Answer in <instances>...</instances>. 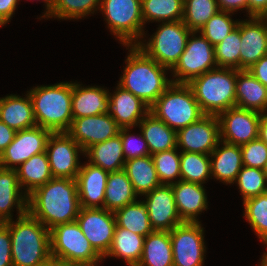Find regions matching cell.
I'll list each match as a JSON object with an SVG mask.
<instances>
[{"label": "cell", "mask_w": 267, "mask_h": 266, "mask_svg": "<svg viewBox=\"0 0 267 266\" xmlns=\"http://www.w3.org/2000/svg\"><path fill=\"white\" fill-rule=\"evenodd\" d=\"M36 124L52 133L67 132L72 117V81L31 87Z\"/></svg>", "instance_id": "cell-4"}, {"label": "cell", "mask_w": 267, "mask_h": 266, "mask_svg": "<svg viewBox=\"0 0 267 266\" xmlns=\"http://www.w3.org/2000/svg\"><path fill=\"white\" fill-rule=\"evenodd\" d=\"M237 69L216 67L193 78L188 85L202 112L218 116L236 106Z\"/></svg>", "instance_id": "cell-5"}, {"label": "cell", "mask_w": 267, "mask_h": 266, "mask_svg": "<svg viewBox=\"0 0 267 266\" xmlns=\"http://www.w3.org/2000/svg\"><path fill=\"white\" fill-rule=\"evenodd\" d=\"M267 54V17L241 20L239 70H248Z\"/></svg>", "instance_id": "cell-19"}, {"label": "cell", "mask_w": 267, "mask_h": 266, "mask_svg": "<svg viewBox=\"0 0 267 266\" xmlns=\"http://www.w3.org/2000/svg\"><path fill=\"white\" fill-rule=\"evenodd\" d=\"M211 179L231 186L243 167L241 147L222 140L210 153Z\"/></svg>", "instance_id": "cell-24"}, {"label": "cell", "mask_w": 267, "mask_h": 266, "mask_svg": "<svg viewBox=\"0 0 267 266\" xmlns=\"http://www.w3.org/2000/svg\"><path fill=\"white\" fill-rule=\"evenodd\" d=\"M267 17V0H248V17Z\"/></svg>", "instance_id": "cell-52"}, {"label": "cell", "mask_w": 267, "mask_h": 266, "mask_svg": "<svg viewBox=\"0 0 267 266\" xmlns=\"http://www.w3.org/2000/svg\"><path fill=\"white\" fill-rule=\"evenodd\" d=\"M16 171L19 184L27 196L53 178L46 151L30 157Z\"/></svg>", "instance_id": "cell-32"}, {"label": "cell", "mask_w": 267, "mask_h": 266, "mask_svg": "<svg viewBox=\"0 0 267 266\" xmlns=\"http://www.w3.org/2000/svg\"><path fill=\"white\" fill-rule=\"evenodd\" d=\"M101 0H54L49 13L43 18L78 20L98 13Z\"/></svg>", "instance_id": "cell-37"}, {"label": "cell", "mask_w": 267, "mask_h": 266, "mask_svg": "<svg viewBox=\"0 0 267 266\" xmlns=\"http://www.w3.org/2000/svg\"><path fill=\"white\" fill-rule=\"evenodd\" d=\"M20 0H0V24L2 26L11 22Z\"/></svg>", "instance_id": "cell-48"}, {"label": "cell", "mask_w": 267, "mask_h": 266, "mask_svg": "<svg viewBox=\"0 0 267 266\" xmlns=\"http://www.w3.org/2000/svg\"><path fill=\"white\" fill-rule=\"evenodd\" d=\"M99 12L104 15L111 35H115V39L123 46L136 45L148 35L143 22L141 0H101Z\"/></svg>", "instance_id": "cell-7"}, {"label": "cell", "mask_w": 267, "mask_h": 266, "mask_svg": "<svg viewBox=\"0 0 267 266\" xmlns=\"http://www.w3.org/2000/svg\"><path fill=\"white\" fill-rule=\"evenodd\" d=\"M204 186L183 180L172 184L177 212L183 222H200L199 215L209 209Z\"/></svg>", "instance_id": "cell-22"}, {"label": "cell", "mask_w": 267, "mask_h": 266, "mask_svg": "<svg viewBox=\"0 0 267 266\" xmlns=\"http://www.w3.org/2000/svg\"><path fill=\"white\" fill-rule=\"evenodd\" d=\"M179 151L210 155L220 141V122L216 115H204L176 132Z\"/></svg>", "instance_id": "cell-15"}, {"label": "cell", "mask_w": 267, "mask_h": 266, "mask_svg": "<svg viewBox=\"0 0 267 266\" xmlns=\"http://www.w3.org/2000/svg\"><path fill=\"white\" fill-rule=\"evenodd\" d=\"M143 197L154 230L171 231L183 223L177 212L172 185L161 184Z\"/></svg>", "instance_id": "cell-18"}, {"label": "cell", "mask_w": 267, "mask_h": 266, "mask_svg": "<svg viewBox=\"0 0 267 266\" xmlns=\"http://www.w3.org/2000/svg\"><path fill=\"white\" fill-rule=\"evenodd\" d=\"M85 157L89 163L108 172L124 169L126 160L120 135L92 145L84 152Z\"/></svg>", "instance_id": "cell-28"}, {"label": "cell", "mask_w": 267, "mask_h": 266, "mask_svg": "<svg viewBox=\"0 0 267 266\" xmlns=\"http://www.w3.org/2000/svg\"><path fill=\"white\" fill-rule=\"evenodd\" d=\"M258 266H267V251L261 256L260 264H258Z\"/></svg>", "instance_id": "cell-56"}, {"label": "cell", "mask_w": 267, "mask_h": 266, "mask_svg": "<svg viewBox=\"0 0 267 266\" xmlns=\"http://www.w3.org/2000/svg\"><path fill=\"white\" fill-rule=\"evenodd\" d=\"M84 236L103 257L109 250L116 226L113 211L81 207L76 219Z\"/></svg>", "instance_id": "cell-16"}, {"label": "cell", "mask_w": 267, "mask_h": 266, "mask_svg": "<svg viewBox=\"0 0 267 266\" xmlns=\"http://www.w3.org/2000/svg\"><path fill=\"white\" fill-rule=\"evenodd\" d=\"M16 131L0 121V155L5 151L8 145L13 141Z\"/></svg>", "instance_id": "cell-51"}, {"label": "cell", "mask_w": 267, "mask_h": 266, "mask_svg": "<svg viewBox=\"0 0 267 266\" xmlns=\"http://www.w3.org/2000/svg\"><path fill=\"white\" fill-rule=\"evenodd\" d=\"M120 126L107 112L72 120L67 133L85 152L96 143L104 142L119 134Z\"/></svg>", "instance_id": "cell-17"}, {"label": "cell", "mask_w": 267, "mask_h": 266, "mask_svg": "<svg viewBox=\"0 0 267 266\" xmlns=\"http://www.w3.org/2000/svg\"><path fill=\"white\" fill-rule=\"evenodd\" d=\"M141 130L150 155L177 147L176 131L148 113L137 126Z\"/></svg>", "instance_id": "cell-30"}, {"label": "cell", "mask_w": 267, "mask_h": 266, "mask_svg": "<svg viewBox=\"0 0 267 266\" xmlns=\"http://www.w3.org/2000/svg\"><path fill=\"white\" fill-rule=\"evenodd\" d=\"M139 197L129 180L124 169L109 172L105 188L104 208L115 211L129 203L136 201Z\"/></svg>", "instance_id": "cell-34"}, {"label": "cell", "mask_w": 267, "mask_h": 266, "mask_svg": "<svg viewBox=\"0 0 267 266\" xmlns=\"http://www.w3.org/2000/svg\"><path fill=\"white\" fill-rule=\"evenodd\" d=\"M258 138L267 145V113L261 114Z\"/></svg>", "instance_id": "cell-53"}, {"label": "cell", "mask_w": 267, "mask_h": 266, "mask_svg": "<svg viewBox=\"0 0 267 266\" xmlns=\"http://www.w3.org/2000/svg\"><path fill=\"white\" fill-rule=\"evenodd\" d=\"M124 170L139 199L161 185L152 160V155L138 157L125 162Z\"/></svg>", "instance_id": "cell-33"}, {"label": "cell", "mask_w": 267, "mask_h": 266, "mask_svg": "<svg viewBox=\"0 0 267 266\" xmlns=\"http://www.w3.org/2000/svg\"><path fill=\"white\" fill-rule=\"evenodd\" d=\"M156 32L149 38L144 37L136 44L147 56L161 66L169 69L176 65L186 48L191 30L182 20L175 22H160Z\"/></svg>", "instance_id": "cell-9"}, {"label": "cell", "mask_w": 267, "mask_h": 266, "mask_svg": "<svg viewBox=\"0 0 267 266\" xmlns=\"http://www.w3.org/2000/svg\"><path fill=\"white\" fill-rule=\"evenodd\" d=\"M150 113L176 132L205 115L185 83H172L150 107Z\"/></svg>", "instance_id": "cell-6"}, {"label": "cell", "mask_w": 267, "mask_h": 266, "mask_svg": "<svg viewBox=\"0 0 267 266\" xmlns=\"http://www.w3.org/2000/svg\"><path fill=\"white\" fill-rule=\"evenodd\" d=\"M181 180L204 185L211 178L210 156L180 151Z\"/></svg>", "instance_id": "cell-38"}, {"label": "cell", "mask_w": 267, "mask_h": 266, "mask_svg": "<svg viewBox=\"0 0 267 266\" xmlns=\"http://www.w3.org/2000/svg\"><path fill=\"white\" fill-rule=\"evenodd\" d=\"M236 106L267 113V88L249 70L237 69Z\"/></svg>", "instance_id": "cell-27"}, {"label": "cell", "mask_w": 267, "mask_h": 266, "mask_svg": "<svg viewBox=\"0 0 267 266\" xmlns=\"http://www.w3.org/2000/svg\"><path fill=\"white\" fill-rule=\"evenodd\" d=\"M24 96L7 94L0 97V121L16 132L37 125L31 97L28 92Z\"/></svg>", "instance_id": "cell-26"}, {"label": "cell", "mask_w": 267, "mask_h": 266, "mask_svg": "<svg viewBox=\"0 0 267 266\" xmlns=\"http://www.w3.org/2000/svg\"><path fill=\"white\" fill-rule=\"evenodd\" d=\"M250 73L267 88V54L249 69Z\"/></svg>", "instance_id": "cell-50"}, {"label": "cell", "mask_w": 267, "mask_h": 266, "mask_svg": "<svg viewBox=\"0 0 267 266\" xmlns=\"http://www.w3.org/2000/svg\"><path fill=\"white\" fill-rule=\"evenodd\" d=\"M28 196L22 190L16 169L0 167V223L13 220V209L17 218L27 212Z\"/></svg>", "instance_id": "cell-23"}, {"label": "cell", "mask_w": 267, "mask_h": 266, "mask_svg": "<svg viewBox=\"0 0 267 266\" xmlns=\"http://www.w3.org/2000/svg\"><path fill=\"white\" fill-rule=\"evenodd\" d=\"M219 11L217 0H184L182 21L191 31H199Z\"/></svg>", "instance_id": "cell-40"}, {"label": "cell", "mask_w": 267, "mask_h": 266, "mask_svg": "<svg viewBox=\"0 0 267 266\" xmlns=\"http://www.w3.org/2000/svg\"><path fill=\"white\" fill-rule=\"evenodd\" d=\"M109 89L72 81V117L96 116L107 112Z\"/></svg>", "instance_id": "cell-25"}, {"label": "cell", "mask_w": 267, "mask_h": 266, "mask_svg": "<svg viewBox=\"0 0 267 266\" xmlns=\"http://www.w3.org/2000/svg\"><path fill=\"white\" fill-rule=\"evenodd\" d=\"M49 266H86V265L77 264V263L62 262V261H58L55 259H51L49 261Z\"/></svg>", "instance_id": "cell-54"}, {"label": "cell", "mask_w": 267, "mask_h": 266, "mask_svg": "<svg viewBox=\"0 0 267 266\" xmlns=\"http://www.w3.org/2000/svg\"><path fill=\"white\" fill-rule=\"evenodd\" d=\"M51 133L38 125L17 131L13 141L0 155V167L16 169L30 157L45 152Z\"/></svg>", "instance_id": "cell-14"}, {"label": "cell", "mask_w": 267, "mask_h": 266, "mask_svg": "<svg viewBox=\"0 0 267 266\" xmlns=\"http://www.w3.org/2000/svg\"><path fill=\"white\" fill-rule=\"evenodd\" d=\"M46 153L53 177L76 179L84 151L67 132L51 133Z\"/></svg>", "instance_id": "cell-12"}, {"label": "cell", "mask_w": 267, "mask_h": 266, "mask_svg": "<svg viewBox=\"0 0 267 266\" xmlns=\"http://www.w3.org/2000/svg\"><path fill=\"white\" fill-rule=\"evenodd\" d=\"M241 147L243 166L263 170L267 162V145L259 138Z\"/></svg>", "instance_id": "cell-46"}, {"label": "cell", "mask_w": 267, "mask_h": 266, "mask_svg": "<svg viewBox=\"0 0 267 266\" xmlns=\"http://www.w3.org/2000/svg\"><path fill=\"white\" fill-rule=\"evenodd\" d=\"M260 112L231 107L218 115L220 140L242 146L258 138Z\"/></svg>", "instance_id": "cell-13"}, {"label": "cell", "mask_w": 267, "mask_h": 266, "mask_svg": "<svg viewBox=\"0 0 267 266\" xmlns=\"http://www.w3.org/2000/svg\"><path fill=\"white\" fill-rule=\"evenodd\" d=\"M179 149L158 152L152 155V160L161 184L172 185L181 180Z\"/></svg>", "instance_id": "cell-42"}, {"label": "cell", "mask_w": 267, "mask_h": 266, "mask_svg": "<svg viewBox=\"0 0 267 266\" xmlns=\"http://www.w3.org/2000/svg\"><path fill=\"white\" fill-rule=\"evenodd\" d=\"M0 266H13L11 235L5 223H0Z\"/></svg>", "instance_id": "cell-47"}, {"label": "cell", "mask_w": 267, "mask_h": 266, "mask_svg": "<svg viewBox=\"0 0 267 266\" xmlns=\"http://www.w3.org/2000/svg\"><path fill=\"white\" fill-rule=\"evenodd\" d=\"M214 46L199 32L192 31L186 48L170 70L172 83L188 84L193 78L216 68Z\"/></svg>", "instance_id": "cell-10"}, {"label": "cell", "mask_w": 267, "mask_h": 266, "mask_svg": "<svg viewBox=\"0 0 267 266\" xmlns=\"http://www.w3.org/2000/svg\"><path fill=\"white\" fill-rule=\"evenodd\" d=\"M11 235L13 266H44L52 259L50 230L28 211L4 222Z\"/></svg>", "instance_id": "cell-3"}, {"label": "cell", "mask_w": 267, "mask_h": 266, "mask_svg": "<svg viewBox=\"0 0 267 266\" xmlns=\"http://www.w3.org/2000/svg\"><path fill=\"white\" fill-rule=\"evenodd\" d=\"M200 222H183L170 231L173 266H204L207 247Z\"/></svg>", "instance_id": "cell-11"}, {"label": "cell", "mask_w": 267, "mask_h": 266, "mask_svg": "<svg viewBox=\"0 0 267 266\" xmlns=\"http://www.w3.org/2000/svg\"><path fill=\"white\" fill-rule=\"evenodd\" d=\"M132 129L133 127H122L119 131L126 161L150 155L147 142L141 130L139 132L140 134L136 135L131 133Z\"/></svg>", "instance_id": "cell-45"}, {"label": "cell", "mask_w": 267, "mask_h": 266, "mask_svg": "<svg viewBox=\"0 0 267 266\" xmlns=\"http://www.w3.org/2000/svg\"><path fill=\"white\" fill-rule=\"evenodd\" d=\"M80 208L76 179L53 177L28 195L27 211L49 230L76 221Z\"/></svg>", "instance_id": "cell-1"}, {"label": "cell", "mask_w": 267, "mask_h": 266, "mask_svg": "<svg viewBox=\"0 0 267 266\" xmlns=\"http://www.w3.org/2000/svg\"><path fill=\"white\" fill-rule=\"evenodd\" d=\"M242 204L246 222L263 245L267 246V193L246 199Z\"/></svg>", "instance_id": "cell-39"}, {"label": "cell", "mask_w": 267, "mask_h": 266, "mask_svg": "<svg viewBox=\"0 0 267 266\" xmlns=\"http://www.w3.org/2000/svg\"><path fill=\"white\" fill-rule=\"evenodd\" d=\"M144 236L130 230L115 226L114 236L108 252L103 256L123 259L128 266H137L143 251Z\"/></svg>", "instance_id": "cell-29"}, {"label": "cell", "mask_w": 267, "mask_h": 266, "mask_svg": "<svg viewBox=\"0 0 267 266\" xmlns=\"http://www.w3.org/2000/svg\"><path fill=\"white\" fill-rule=\"evenodd\" d=\"M242 197L246 199L267 193V177L264 170L243 166L234 182Z\"/></svg>", "instance_id": "cell-43"}, {"label": "cell", "mask_w": 267, "mask_h": 266, "mask_svg": "<svg viewBox=\"0 0 267 266\" xmlns=\"http://www.w3.org/2000/svg\"><path fill=\"white\" fill-rule=\"evenodd\" d=\"M127 53L118 85L141 99L149 107L172 84L168 68L147 56L136 45H125Z\"/></svg>", "instance_id": "cell-2"}, {"label": "cell", "mask_w": 267, "mask_h": 266, "mask_svg": "<svg viewBox=\"0 0 267 266\" xmlns=\"http://www.w3.org/2000/svg\"><path fill=\"white\" fill-rule=\"evenodd\" d=\"M52 259L86 266H99L103 257L84 236L77 221L50 229Z\"/></svg>", "instance_id": "cell-8"}, {"label": "cell", "mask_w": 267, "mask_h": 266, "mask_svg": "<svg viewBox=\"0 0 267 266\" xmlns=\"http://www.w3.org/2000/svg\"><path fill=\"white\" fill-rule=\"evenodd\" d=\"M137 266H173L170 231L154 230L145 237Z\"/></svg>", "instance_id": "cell-31"}, {"label": "cell", "mask_w": 267, "mask_h": 266, "mask_svg": "<svg viewBox=\"0 0 267 266\" xmlns=\"http://www.w3.org/2000/svg\"><path fill=\"white\" fill-rule=\"evenodd\" d=\"M41 1L44 2V5H45V10H44V12H42L43 13L42 16H40V18L43 19L49 13V11L51 10V8L53 6V3H54V0H41Z\"/></svg>", "instance_id": "cell-55"}, {"label": "cell", "mask_w": 267, "mask_h": 266, "mask_svg": "<svg viewBox=\"0 0 267 266\" xmlns=\"http://www.w3.org/2000/svg\"><path fill=\"white\" fill-rule=\"evenodd\" d=\"M116 226L146 237L154 231L151 226L147 205L143 200H136L114 211Z\"/></svg>", "instance_id": "cell-35"}, {"label": "cell", "mask_w": 267, "mask_h": 266, "mask_svg": "<svg viewBox=\"0 0 267 266\" xmlns=\"http://www.w3.org/2000/svg\"><path fill=\"white\" fill-rule=\"evenodd\" d=\"M263 170H264V173L266 174V177H267V162H266L265 168Z\"/></svg>", "instance_id": "cell-57"}, {"label": "cell", "mask_w": 267, "mask_h": 266, "mask_svg": "<svg viewBox=\"0 0 267 266\" xmlns=\"http://www.w3.org/2000/svg\"><path fill=\"white\" fill-rule=\"evenodd\" d=\"M220 11L238 12L245 10L248 18V0H217Z\"/></svg>", "instance_id": "cell-49"}, {"label": "cell", "mask_w": 267, "mask_h": 266, "mask_svg": "<svg viewBox=\"0 0 267 266\" xmlns=\"http://www.w3.org/2000/svg\"><path fill=\"white\" fill-rule=\"evenodd\" d=\"M109 172L89 162L81 164L76 177L80 206L104 208L105 188Z\"/></svg>", "instance_id": "cell-21"}, {"label": "cell", "mask_w": 267, "mask_h": 266, "mask_svg": "<svg viewBox=\"0 0 267 266\" xmlns=\"http://www.w3.org/2000/svg\"><path fill=\"white\" fill-rule=\"evenodd\" d=\"M149 112L150 107L146 103L118 84L112 94L109 92L107 113L121 128H137Z\"/></svg>", "instance_id": "cell-20"}, {"label": "cell", "mask_w": 267, "mask_h": 266, "mask_svg": "<svg viewBox=\"0 0 267 266\" xmlns=\"http://www.w3.org/2000/svg\"><path fill=\"white\" fill-rule=\"evenodd\" d=\"M232 14L235 13L219 11L206 22L199 32L213 46H216L238 26L239 20L232 19Z\"/></svg>", "instance_id": "cell-44"}, {"label": "cell", "mask_w": 267, "mask_h": 266, "mask_svg": "<svg viewBox=\"0 0 267 266\" xmlns=\"http://www.w3.org/2000/svg\"><path fill=\"white\" fill-rule=\"evenodd\" d=\"M240 47L241 19H239L238 26L220 43L214 46L217 67L235 68L239 70Z\"/></svg>", "instance_id": "cell-41"}, {"label": "cell", "mask_w": 267, "mask_h": 266, "mask_svg": "<svg viewBox=\"0 0 267 266\" xmlns=\"http://www.w3.org/2000/svg\"><path fill=\"white\" fill-rule=\"evenodd\" d=\"M184 0H141L144 25L182 20Z\"/></svg>", "instance_id": "cell-36"}]
</instances>
